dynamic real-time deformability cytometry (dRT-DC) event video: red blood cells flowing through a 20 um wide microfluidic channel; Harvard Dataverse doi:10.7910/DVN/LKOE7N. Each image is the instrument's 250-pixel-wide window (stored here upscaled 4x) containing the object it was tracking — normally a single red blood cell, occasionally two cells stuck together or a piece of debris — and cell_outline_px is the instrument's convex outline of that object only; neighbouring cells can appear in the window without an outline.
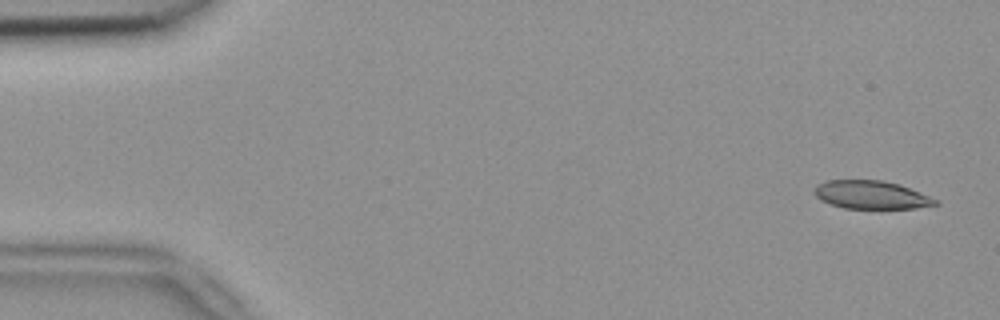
{"species": "common noctule bat (a hibernating species)", "species_latin": "Nyctalus noctula", "temperature_condition": "room temperature", "stored_images_in_passage": 51, "camera_frame_rate_fps": 3000, "um_per_image_px": 0.085, "animal": {"sex": "female", "body_mass_g": 18.4}, "frame": {"image": 1, "passage_image": 2, "time_ms": 0.333, "image_size_px": [1000, 320], "cell_outline_px": [[940, 204], [916, 208], [880, 212], [844, 208], [820, 200], [812, 192], [816, 184], [828, 180], [884, 180], [900, 184], [940, 200]], "centroid_in_image_um": [74.1, 16.61], "position_along_channel_um": 10.9, "area_um2": 21.1}}
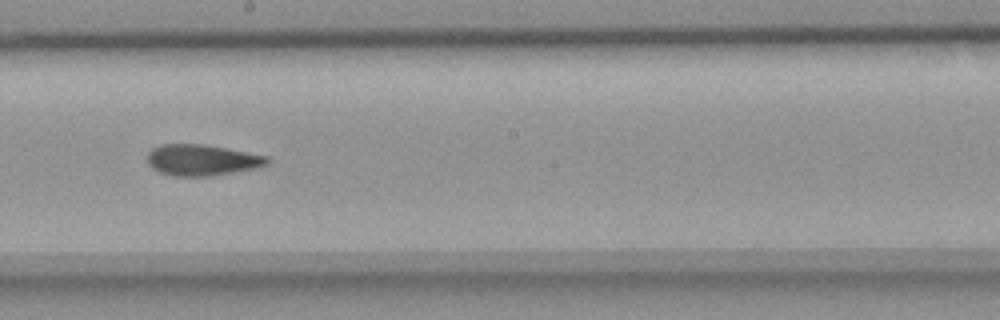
{"frame": {"image": 2, "passage_image": 29, "time_ms": 9.333, "image_size_px": [1000, 320], "cell_outline_px": [[272, 160], [268, 164], [256, 168], [208, 176], [172, 176], [160, 172], [152, 168], [148, 164], [148, 152], [152, 148], [160, 144], [200, 144], [224, 148], [268, 156]], "centroid_in_image_um": [17.15, 13.6], "position_along_channel_um": 231.0, "area_um2": 21.62}}
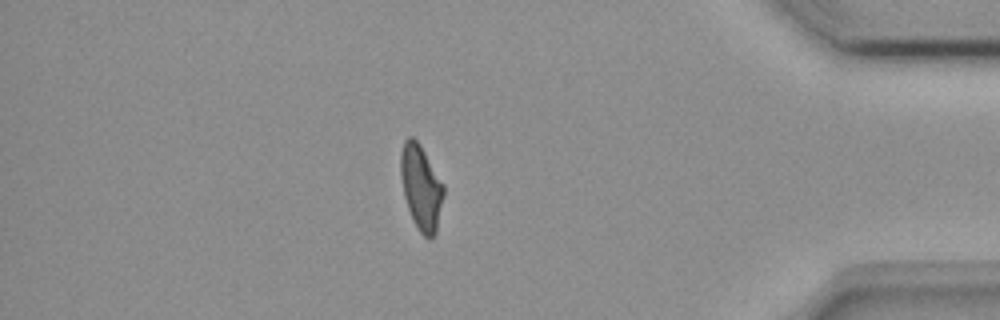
{"frame": {"image": 3, "passage_image": 45, "time_ms": 14.667, "image_size_px": [1000, 320], "cell_outline_px": [[444, 196], [436, 232], [428, 240], [420, 232], [412, 220], [404, 196], [400, 176], [400, 152], [404, 140], [408, 136], [412, 136], [420, 144], [444, 184]], "centroid_in_image_um": [35.78, 15.91], "position_along_channel_um": 399.4, "area_um2": 21.44}, "authors_computed_cell_mechanics": {"area_um2": 21.675, "velocity_mm_per_s": 3.8606, "shape_relaxation_time_tau1_ms": null, "shape_relaxation_time_tau2_ms": 3.3815, "deformation_change_tau1": null, "deformation_change_tau2": 0.1168}}